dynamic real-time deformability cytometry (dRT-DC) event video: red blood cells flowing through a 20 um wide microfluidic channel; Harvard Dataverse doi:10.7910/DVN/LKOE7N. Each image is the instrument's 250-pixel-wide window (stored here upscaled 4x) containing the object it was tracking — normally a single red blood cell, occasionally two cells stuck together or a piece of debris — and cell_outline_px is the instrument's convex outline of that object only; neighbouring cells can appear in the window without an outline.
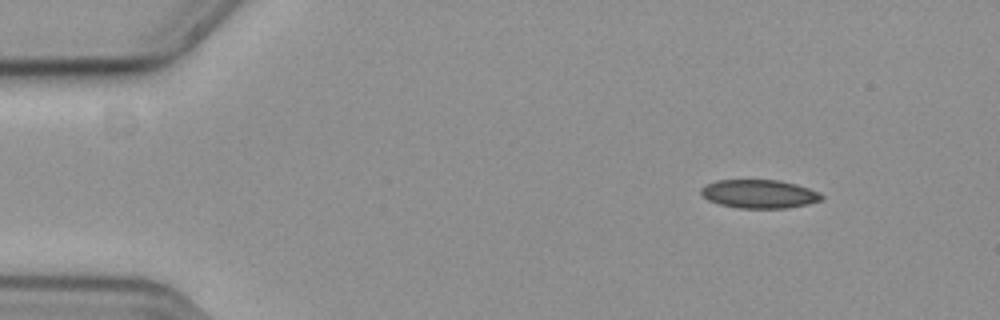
{"species": "common noctule bat (a hibernating species)", "species_latin": "Nyctalus noctula", "temperature_condition": "cold", "stored_images_in_passage": 51, "camera_frame_rate_fps": 3000, "um_per_image_px": 0.085, "animal": {"sex": "female", "body_mass_g": 19.3, "forearm_length_mm": 54.1}, "frame": {"image": 1, "passage_image": 1, "time_ms": 0.0, "image_size_px": [1000, 320], "cell_outline_px": [[824, 196], [820, 200], [808, 204], [788, 208], [736, 208], [720, 204], [708, 200], [700, 192], [700, 188], [716, 180], [776, 180], [796, 184], [820, 192]], "centroid_in_image_um": [64.54, 16.49], "position_along_channel_um": 20.5, "area_um2": 20.0}}
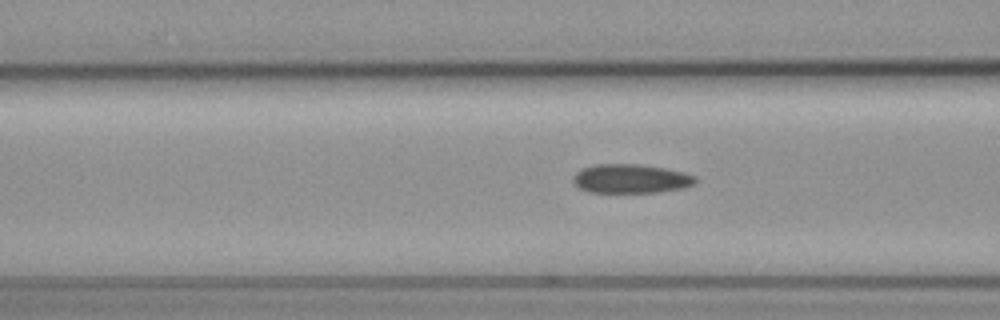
{"frame": {"image": 2, "passage_image": 16, "time_ms": 5.0, "image_size_px": [1000, 320], "cell_outline_px": [[696, 184], [684, 188], [656, 192], [588, 192], [580, 188], [572, 180], [572, 176], [580, 168], [596, 164], [636, 164], [664, 168], [684, 172], [696, 176]], "centroid_in_image_um": [53.61, 15.18], "position_along_channel_um": 113.0, "area_um2": 20.75}}
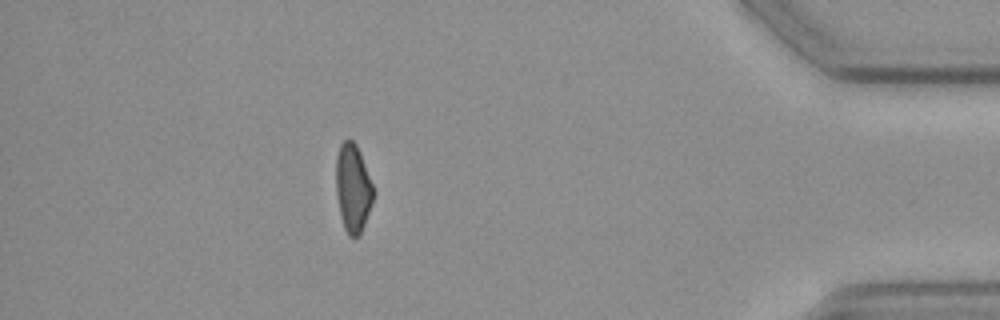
{"frame": {"image": 3, "passage_image": 44, "time_ms": 14.333, "image_size_px": [1000, 320], "cell_outline_px": [[376, 192], [372, 204], [364, 224], [360, 232], [356, 236], [348, 236], [344, 228], [340, 216], [336, 192], [336, 156], [340, 144], [344, 140], [352, 140], [356, 144]], "centroid_in_image_um": [30.0, 15.98], "position_along_channel_um": 405.2, "area_um2": 19.19}, "authors_computed_cell_mechanics": {"area_um2": 20.7502, "velocity_mm_per_s": 3.6646, "shape_relaxation_time_tau1_ms": 5.8107, "shape_relaxation_time_tau2_ms": 7.5946, "deformation_change_tau1": 0.1145, "deformation_change_tau2": 0.1216}}